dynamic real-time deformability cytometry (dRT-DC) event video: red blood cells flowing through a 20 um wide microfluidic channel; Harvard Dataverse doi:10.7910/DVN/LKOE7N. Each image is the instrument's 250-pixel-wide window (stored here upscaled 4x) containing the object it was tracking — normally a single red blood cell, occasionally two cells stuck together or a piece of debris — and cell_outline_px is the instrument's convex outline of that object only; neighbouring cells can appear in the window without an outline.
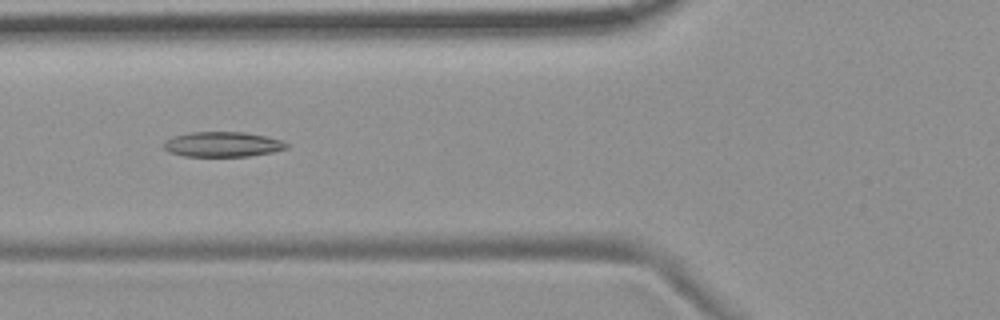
{"species": "common noctule bat (a hibernating species)", "species_latin": "Nyctalus noctula", "temperature_condition": "room temperature", "stored_images_in_passage": 10, "camera_frame_rate_fps": 3000, "um_per_image_px": 0.085, "animal": {"sex": "female", "body_mass_g": 19.9}, "frame": {"image": 1, "passage_image": 2, "time_ms": 1.333, "image_size_px": [1000, 320], "cell_outline_px": [[288, 148], [272, 152], [248, 156], [184, 156], [168, 152], [164, 148], [164, 140], [188, 132], [244, 132], [268, 136], [280, 140], [288, 144]], "centroid_in_image_um": [18.92, 12.26], "position_along_channel_um": 106.9, "area_um2": 17.92}}
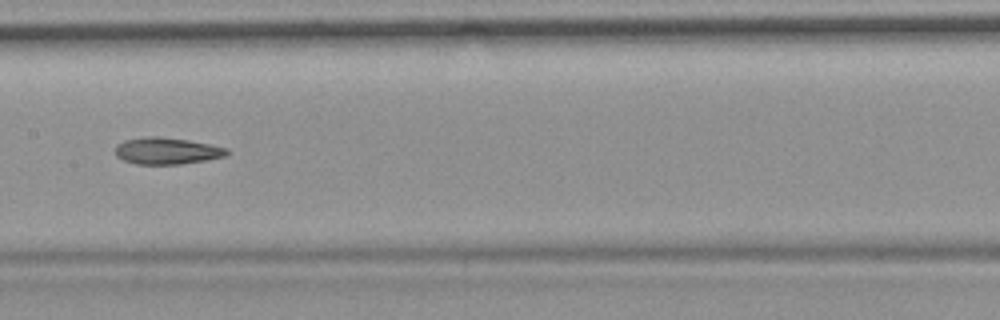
{"frame": {"image": 2, "passage_image": 4, "time_ms": 3.667, "image_size_px": [1000, 320], "cell_outline_px": [[228, 152], [224, 156], [204, 160], [180, 164], [136, 164], [124, 160], [116, 156], [116, 144], [124, 140], [148, 136], [156, 136], [188, 140], [228, 148]], "centroid_in_image_um": [14.14, 12.82], "position_along_channel_um": 193.3, "area_um2": 17.17}}